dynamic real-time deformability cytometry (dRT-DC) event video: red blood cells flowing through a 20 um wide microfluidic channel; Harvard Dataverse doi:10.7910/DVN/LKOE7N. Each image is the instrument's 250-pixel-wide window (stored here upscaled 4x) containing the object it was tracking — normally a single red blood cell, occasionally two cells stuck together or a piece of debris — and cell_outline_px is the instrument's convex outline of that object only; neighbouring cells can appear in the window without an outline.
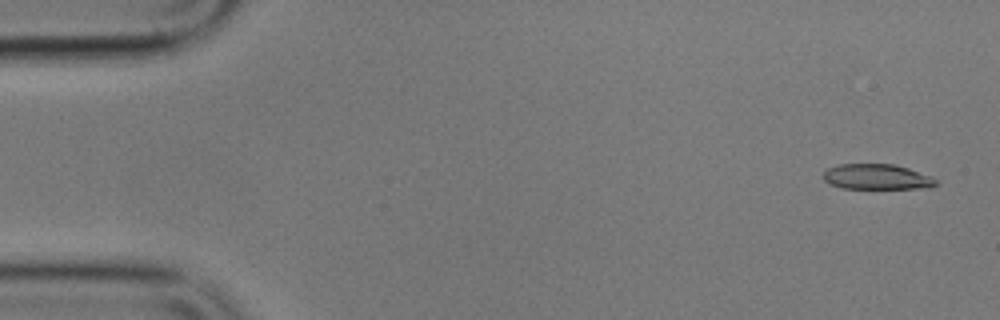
{"species": "common noctule bat (a hibernating species)", "species_latin": "Nyctalus noctula", "temperature_condition": "cold", "stored_images_in_passage": 56, "camera_frame_rate_fps": 3000, "um_per_image_px": 0.085, "animal": {"sex": "male", "body_mass_g": 17.9}, "frame": {"image": 1, "passage_image": 3, "time_ms": 0.667, "image_size_px": [1000, 320], "cell_outline_px": [[940, 180], [932, 188], [844, 188], [832, 184], [824, 180], [824, 172], [828, 168], [840, 164], [896, 164], [932, 176]], "centroid_in_image_um": [74.61, 15.03], "position_along_channel_um": 10.4, "area_um2": 16.65}}
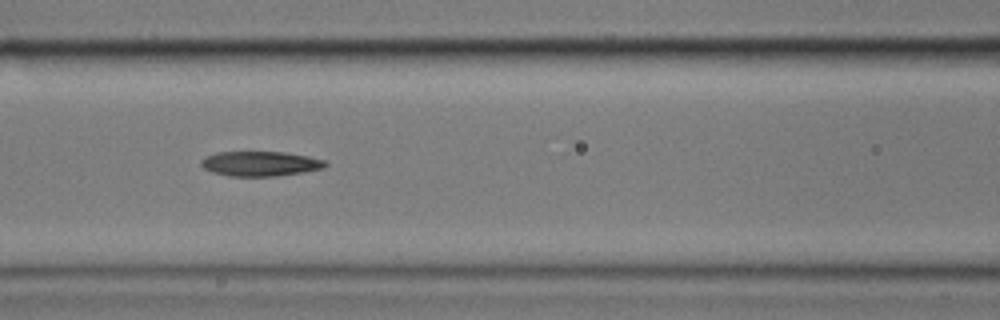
{"frame": {"image": 2, "passage_image": 24, "time_ms": 7.667, "image_size_px": [1000, 320], "cell_outline_px": [[328, 164], [324, 168], [304, 172], [276, 176], [228, 176], [212, 172], [204, 168], [200, 164], [200, 160], [204, 156], [216, 152], [284, 152], [308, 156], [324, 160]], "centroid_in_image_um": [22.1, 13.91], "position_along_channel_um": 144.5, "area_um2": 18.09}}
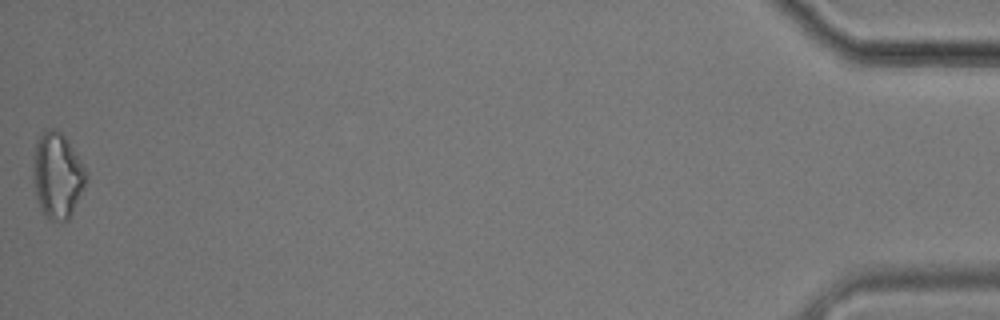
{"frame": {"image": 3, "passage_image": 56, "time_ms": 18.333, "image_size_px": [1000, 320], "cell_outline_px": [[88, 176], [84, 188], [68, 220], [48, 220], [44, 216], [36, 196], [32, 176], [36, 140], [44, 128], [56, 128], [64, 136], [88, 172]], "centroid_in_image_um": [4.86, 14.9], "position_along_channel_um": 430.3, "area_um2": 26.47}, "authors_computed_cell_mechanics": {"area_um2": 18.4382, "velocity_mm_per_s": 3.587, "shape_relaxation_time_tau1_ms": null, "shape_relaxation_time_tau2_ms": 5.932, "deformation_change_tau1": null, "deformation_change_tau2": 0.1629}}